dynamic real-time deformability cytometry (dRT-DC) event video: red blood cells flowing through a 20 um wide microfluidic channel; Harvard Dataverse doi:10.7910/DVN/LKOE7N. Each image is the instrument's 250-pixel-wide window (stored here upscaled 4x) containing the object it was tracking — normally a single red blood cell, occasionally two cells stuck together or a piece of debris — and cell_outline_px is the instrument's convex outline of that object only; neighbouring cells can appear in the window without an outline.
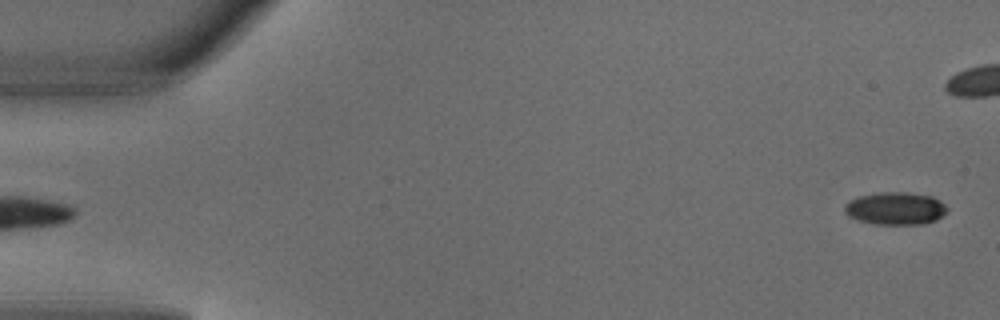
{"species": "common noctule bat (a hibernating species)", "species_latin": "Nyctalus noctula", "temperature_condition": "warm", "stored_images_in_passage": 4, "segment_of_instrument_passage": [2, 2], "camera_frame_rate_fps": 3000, "um_per_image_px": 0.085, "animal": {"sex": "male", "body_mass_g": 18.8}, "frame": {"image": 1, "passage_image": 4, "time_ms": 1.0, "image_size_px": [1000, 320], "cell_outline_px": [[948, 212], [936, 220], [924, 224], [876, 224], [860, 220], [848, 216], [844, 212], [844, 204], [860, 196], [884, 192], [908, 192], [932, 196], [940, 200], [948, 208]], "centroid_in_image_um": [76.16, 17.72], "position_along_channel_um": 8.8, "area_um2": 19.48}}